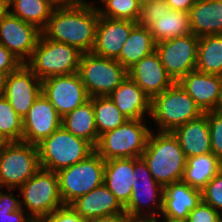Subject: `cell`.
Returning a JSON list of instances; mask_svg holds the SVG:
<instances>
[{
    "instance_id": "obj_12",
    "label": "cell",
    "mask_w": 222,
    "mask_h": 222,
    "mask_svg": "<svg viewBox=\"0 0 222 222\" xmlns=\"http://www.w3.org/2000/svg\"><path fill=\"white\" fill-rule=\"evenodd\" d=\"M163 193L164 187L154 180L145 161L142 158H134L132 194L124 206L129 218L144 215L160 216Z\"/></svg>"
},
{
    "instance_id": "obj_49",
    "label": "cell",
    "mask_w": 222,
    "mask_h": 222,
    "mask_svg": "<svg viewBox=\"0 0 222 222\" xmlns=\"http://www.w3.org/2000/svg\"><path fill=\"white\" fill-rule=\"evenodd\" d=\"M9 141L5 138V136L0 132V149L6 146Z\"/></svg>"
},
{
    "instance_id": "obj_14",
    "label": "cell",
    "mask_w": 222,
    "mask_h": 222,
    "mask_svg": "<svg viewBox=\"0 0 222 222\" xmlns=\"http://www.w3.org/2000/svg\"><path fill=\"white\" fill-rule=\"evenodd\" d=\"M42 93L55 107L61 118L90 98L78 72L44 79Z\"/></svg>"
},
{
    "instance_id": "obj_6",
    "label": "cell",
    "mask_w": 222,
    "mask_h": 222,
    "mask_svg": "<svg viewBox=\"0 0 222 222\" xmlns=\"http://www.w3.org/2000/svg\"><path fill=\"white\" fill-rule=\"evenodd\" d=\"M144 119L127 120L123 125L101 136L95 152L105 161L120 158H141L150 133Z\"/></svg>"
},
{
    "instance_id": "obj_19",
    "label": "cell",
    "mask_w": 222,
    "mask_h": 222,
    "mask_svg": "<svg viewBox=\"0 0 222 222\" xmlns=\"http://www.w3.org/2000/svg\"><path fill=\"white\" fill-rule=\"evenodd\" d=\"M128 76L152 99L175 81L165 70L156 51L143 57L128 70Z\"/></svg>"
},
{
    "instance_id": "obj_18",
    "label": "cell",
    "mask_w": 222,
    "mask_h": 222,
    "mask_svg": "<svg viewBox=\"0 0 222 222\" xmlns=\"http://www.w3.org/2000/svg\"><path fill=\"white\" fill-rule=\"evenodd\" d=\"M137 25L131 20L110 19L99 16L92 53L117 59L131 30Z\"/></svg>"
},
{
    "instance_id": "obj_7",
    "label": "cell",
    "mask_w": 222,
    "mask_h": 222,
    "mask_svg": "<svg viewBox=\"0 0 222 222\" xmlns=\"http://www.w3.org/2000/svg\"><path fill=\"white\" fill-rule=\"evenodd\" d=\"M21 194V208L35 221L48 217L56 209L64 206L56 172L40 170L18 189Z\"/></svg>"
},
{
    "instance_id": "obj_3",
    "label": "cell",
    "mask_w": 222,
    "mask_h": 222,
    "mask_svg": "<svg viewBox=\"0 0 222 222\" xmlns=\"http://www.w3.org/2000/svg\"><path fill=\"white\" fill-rule=\"evenodd\" d=\"M83 55L78 48L46 38L42 33L25 65L41 80L78 72Z\"/></svg>"
},
{
    "instance_id": "obj_31",
    "label": "cell",
    "mask_w": 222,
    "mask_h": 222,
    "mask_svg": "<svg viewBox=\"0 0 222 222\" xmlns=\"http://www.w3.org/2000/svg\"><path fill=\"white\" fill-rule=\"evenodd\" d=\"M196 70L222 76V34L199 37Z\"/></svg>"
},
{
    "instance_id": "obj_37",
    "label": "cell",
    "mask_w": 222,
    "mask_h": 222,
    "mask_svg": "<svg viewBox=\"0 0 222 222\" xmlns=\"http://www.w3.org/2000/svg\"><path fill=\"white\" fill-rule=\"evenodd\" d=\"M187 221L221 222L222 215L218 211H216L212 206L201 200L197 207L194 210L190 211Z\"/></svg>"
},
{
    "instance_id": "obj_26",
    "label": "cell",
    "mask_w": 222,
    "mask_h": 222,
    "mask_svg": "<svg viewBox=\"0 0 222 222\" xmlns=\"http://www.w3.org/2000/svg\"><path fill=\"white\" fill-rule=\"evenodd\" d=\"M189 17L192 34L198 37L222 34V0H196Z\"/></svg>"
},
{
    "instance_id": "obj_1",
    "label": "cell",
    "mask_w": 222,
    "mask_h": 222,
    "mask_svg": "<svg viewBox=\"0 0 222 222\" xmlns=\"http://www.w3.org/2000/svg\"><path fill=\"white\" fill-rule=\"evenodd\" d=\"M93 3L54 8L42 34L52 41L76 47L83 53L91 52L99 20L97 6Z\"/></svg>"
},
{
    "instance_id": "obj_16",
    "label": "cell",
    "mask_w": 222,
    "mask_h": 222,
    "mask_svg": "<svg viewBox=\"0 0 222 222\" xmlns=\"http://www.w3.org/2000/svg\"><path fill=\"white\" fill-rule=\"evenodd\" d=\"M42 93V81L25 65L7 76L4 97L23 119Z\"/></svg>"
},
{
    "instance_id": "obj_11",
    "label": "cell",
    "mask_w": 222,
    "mask_h": 222,
    "mask_svg": "<svg viewBox=\"0 0 222 222\" xmlns=\"http://www.w3.org/2000/svg\"><path fill=\"white\" fill-rule=\"evenodd\" d=\"M136 23L147 27L156 43L191 33L189 13L172 10L165 0L142 5Z\"/></svg>"
},
{
    "instance_id": "obj_15",
    "label": "cell",
    "mask_w": 222,
    "mask_h": 222,
    "mask_svg": "<svg viewBox=\"0 0 222 222\" xmlns=\"http://www.w3.org/2000/svg\"><path fill=\"white\" fill-rule=\"evenodd\" d=\"M41 33L35 25L13 16L8 11L0 13V44L23 64L30 59Z\"/></svg>"
},
{
    "instance_id": "obj_13",
    "label": "cell",
    "mask_w": 222,
    "mask_h": 222,
    "mask_svg": "<svg viewBox=\"0 0 222 222\" xmlns=\"http://www.w3.org/2000/svg\"><path fill=\"white\" fill-rule=\"evenodd\" d=\"M199 37L189 33L156 43V52L165 70L175 82L196 70Z\"/></svg>"
},
{
    "instance_id": "obj_28",
    "label": "cell",
    "mask_w": 222,
    "mask_h": 222,
    "mask_svg": "<svg viewBox=\"0 0 222 222\" xmlns=\"http://www.w3.org/2000/svg\"><path fill=\"white\" fill-rule=\"evenodd\" d=\"M222 169V161L212 152L187 158L182 181L192 188L202 190Z\"/></svg>"
},
{
    "instance_id": "obj_5",
    "label": "cell",
    "mask_w": 222,
    "mask_h": 222,
    "mask_svg": "<svg viewBox=\"0 0 222 222\" xmlns=\"http://www.w3.org/2000/svg\"><path fill=\"white\" fill-rule=\"evenodd\" d=\"M37 146L40 167L56 173L82 161L95 151L90 142L74 136L62 125Z\"/></svg>"
},
{
    "instance_id": "obj_48",
    "label": "cell",
    "mask_w": 222,
    "mask_h": 222,
    "mask_svg": "<svg viewBox=\"0 0 222 222\" xmlns=\"http://www.w3.org/2000/svg\"><path fill=\"white\" fill-rule=\"evenodd\" d=\"M160 215L163 217V218H161L162 222H188L187 220L173 219V218L164 216L162 214H160Z\"/></svg>"
},
{
    "instance_id": "obj_44",
    "label": "cell",
    "mask_w": 222,
    "mask_h": 222,
    "mask_svg": "<svg viewBox=\"0 0 222 222\" xmlns=\"http://www.w3.org/2000/svg\"><path fill=\"white\" fill-rule=\"evenodd\" d=\"M52 5L57 7H77L84 4H88L89 2L86 0H50Z\"/></svg>"
},
{
    "instance_id": "obj_40",
    "label": "cell",
    "mask_w": 222,
    "mask_h": 222,
    "mask_svg": "<svg viewBox=\"0 0 222 222\" xmlns=\"http://www.w3.org/2000/svg\"><path fill=\"white\" fill-rule=\"evenodd\" d=\"M22 64L16 56L0 44V72L9 74L17 70Z\"/></svg>"
},
{
    "instance_id": "obj_42",
    "label": "cell",
    "mask_w": 222,
    "mask_h": 222,
    "mask_svg": "<svg viewBox=\"0 0 222 222\" xmlns=\"http://www.w3.org/2000/svg\"><path fill=\"white\" fill-rule=\"evenodd\" d=\"M129 216L126 212L120 214H114L109 216H103L98 218L86 219L85 222H129Z\"/></svg>"
},
{
    "instance_id": "obj_36",
    "label": "cell",
    "mask_w": 222,
    "mask_h": 222,
    "mask_svg": "<svg viewBox=\"0 0 222 222\" xmlns=\"http://www.w3.org/2000/svg\"><path fill=\"white\" fill-rule=\"evenodd\" d=\"M205 114L209 122L211 151L222 161V112L213 110Z\"/></svg>"
},
{
    "instance_id": "obj_33",
    "label": "cell",
    "mask_w": 222,
    "mask_h": 222,
    "mask_svg": "<svg viewBox=\"0 0 222 222\" xmlns=\"http://www.w3.org/2000/svg\"><path fill=\"white\" fill-rule=\"evenodd\" d=\"M103 7H97L99 16L110 19L131 20L137 22L140 5L136 0H100Z\"/></svg>"
},
{
    "instance_id": "obj_23",
    "label": "cell",
    "mask_w": 222,
    "mask_h": 222,
    "mask_svg": "<svg viewBox=\"0 0 222 222\" xmlns=\"http://www.w3.org/2000/svg\"><path fill=\"white\" fill-rule=\"evenodd\" d=\"M201 191L185 182L177 181L164 186L161 214L173 219L187 220L190 211L201 202Z\"/></svg>"
},
{
    "instance_id": "obj_45",
    "label": "cell",
    "mask_w": 222,
    "mask_h": 222,
    "mask_svg": "<svg viewBox=\"0 0 222 222\" xmlns=\"http://www.w3.org/2000/svg\"><path fill=\"white\" fill-rule=\"evenodd\" d=\"M129 222H162V220H159L157 215H144L132 217L129 219Z\"/></svg>"
},
{
    "instance_id": "obj_20",
    "label": "cell",
    "mask_w": 222,
    "mask_h": 222,
    "mask_svg": "<svg viewBox=\"0 0 222 222\" xmlns=\"http://www.w3.org/2000/svg\"><path fill=\"white\" fill-rule=\"evenodd\" d=\"M178 83L203 113L217 110L222 76L193 70L182 77Z\"/></svg>"
},
{
    "instance_id": "obj_39",
    "label": "cell",
    "mask_w": 222,
    "mask_h": 222,
    "mask_svg": "<svg viewBox=\"0 0 222 222\" xmlns=\"http://www.w3.org/2000/svg\"><path fill=\"white\" fill-rule=\"evenodd\" d=\"M13 189H7V194L0 188V217L9 216L11 212L21 209L20 198L15 197Z\"/></svg>"
},
{
    "instance_id": "obj_43",
    "label": "cell",
    "mask_w": 222,
    "mask_h": 222,
    "mask_svg": "<svg viewBox=\"0 0 222 222\" xmlns=\"http://www.w3.org/2000/svg\"><path fill=\"white\" fill-rule=\"evenodd\" d=\"M172 10L185 11L189 13L196 0H165Z\"/></svg>"
},
{
    "instance_id": "obj_24",
    "label": "cell",
    "mask_w": 222,
    "mask_h": 222,
    "mask_svg": "<svg viewBox=\"0 0 222 222\" xmlns=\"http://www.w3.org/2000/svg\"><path fill=\"white\" fill-rule=\"evenodd\" d=\"M172 133L186 158L212 152L209 122L205 113L176 128Z\"/></svg>"
},
{
    "instance_id": "obj_2",
    "label": "cell",
    "mask_w": 222,
    "mask_h": 222,
    "mask_svg": "<svg viewBox=\"0 0 222 222\" xmlns=\"http://www.w3.org/2000/svg\"><path fill=\"white\" fill-rule=\"evenodd\" d=\"M148 138L141 158L154 180L163 187L181 181L187 158L172 132H154Z\"/></svg>"
},
{
    "instance_id": "obj_17",
    "label": "cell",
    "mask_w": 222,
    "mask_h": 222,
    "mask_svg": "<svg viewBox=\"0 0 222 222\" xmlns=\"http://www.w3.org/2000/svg\"><path fill=\"white\" fill-rule=\"evenodd\" d=\"M61 119L55 107L41 93L22 119V141L38 145L61 126Z\"/></svg>"
},
{
    "instance_id": "obj_8",
    "label": "cell",
    "mask_w": 222,
    "mask_h": 222,
    "mask_svg": "<svg viewBox=\"0 0 222 222\" xmlns=\"http://www.w3.org/2000/svg\"><path fill=\"white\" fill-rule=\"evenodd\" d=\"M40 168L37 145L9 142L0 149V188L18 189Z\"/></svg>"
},
{
    "instance_id": "obj_22",
    "label": "cell",
    "mask_w": 222,
    "mask_h": 222,
    "mask_svg": "<svg viewBox=\"0 0 222 222\" xmlns=\"http://www.w3.org/2000/svg\"><path fill=\"white\" fill-rule=\"evenodd\" d=\"M120 112L128 119H146L151 113V98L129 77L109 95Z\"/></svg>"
},
{
    "instance_id": "obj_47",
    "label": "cell",
    "mask_w": 222,
    "mask_h": 222,
    "mask_svg": "<svg viewBox=\"0 0 222 222\" xmlns=\"http://www.w3.org/2000/svg\"><path fill=\"white\" fill-rule=\"evenodd\" d=\"M9 7V0H0V13L7 12Z\"/></svg>"
},
{
    "instance_id": "obj_30",
    "label": "cell",
    "mask_w": 222,
    "mask_h": 222,
    "mask_svg": "<svg viewBox=\"0 0 222 222\" xmlns=\"http://www.w3.org/2000/svg\"><path fill=\"white\" fill-rule=\"evenodd\" d=\"M54 8L50 0H9L8 12L42 31Z\"/></svg>"
},
{
    "instance_id": "obj_29",
    "label": "cell",
    "mask_w": 222,
    "mask_h": 222,
    "mask_svg": "<svg viewBox=\"0 0 222 222\" xmlns=\"http://www.w3.org/2000/svg\"><path fill=\"white\" fill-rule=\"evenodd\" d=\"M61 125L74 136L96 146L99 136L95 124L93 102L90 99L62 117Z\"/></svg>"
},
{
    "instance_id": "obj_25",
    "label": "cell",
    "mask_w": 222,
    "mask_h": 222,
    "mask_svg": "<svg viewBox=\"0 0 222 222\" xmlns=\"http://www.w3.org/2000/svg\"><path fill=\"white\" fill-rule=\"evenodd\" d=\"M134 158L110 159L105 161V186L125 206L131 197L133 187Z\"/></svg>"
},
{
    "instance_id": "obj_10",
    "label": "cell",
    "mask_w": 222,
    "mask_h": 222,
    "mask_svg": "<svg viewBox=\"0 0 222 222\" xmlns=\"http://www.w3.org/2000/svg\"><path fill=\"white\" fill-rule=\"evenodd\" d=\"M105 160L95 151L82 161L57 172L64 205L103 184Z\"/></svg>"
},
{
    "instance_id": "obj_38",
    "label": "cell",
    "mask_w": 222,
    "mask_h": 222,
    "mask_svg": "<svg viewBox=\"0 0 222 222\" xmlns=\"http://www.w3.org/2000/svg\"><path fill=\"white\" fill-rule=\"evenodd\" d=\"M40 222H85V219L69 205H64Z\"/></svg>"
},
{
    "instance_id": "obj_4",
    "label": "cell",
    "mask_w": 222,
    "mask_h": 222,
    "mask_svg": "<svg viewBox=\"0 0 222 222\" xmlns=\"http://www.w3.org/2000/svg\"><path fill=\"white\" fill-rule=\"evenodd\" d=\"M202 114L204 113L178 82L151 99L150 118L157 124L158 132H173Z\"/></svg>"
},
{
    "instance_id": "obj_46",
    "label": "cell",
    "mask_w": 222,
    "mask_h": 222,
    "mask_svg": "<svg viewBox=\"0 0 222 222\" xmlns=\"http://www.w3.org/2000/svg\"><path fill=\"white\" fill-rule=\"evenodd\" d=\"M7 73L0 72V96L4 95L5 87H6V81H7Z\"/></svg>"
},
{
    "instance_id": "obj_9",
    "label": "cell",
    "mask_w": 222,
    "mask_h": 222,
    "mask_svg": "<svg viewBox=\"0 0 222 222\" xmlns=\"http://www.w3.org/2000/svg\"><path fill=\"white\" fill-rule=\"evenodd\" d=\"M90 98L109 96L128 76V71L116 60L92 52L83 53L78 69Z\"/></svg>"
},
{
    "instance_id": "obj_32",
    "label": "cell",
    "mask_w": 222,
    "mask_h": 222,
    "mask_svg": "<svg viewBox=\"0 0 222 222\" xmlns=\"http://www.w3.org/2000/svg\"><path fill=\"white\" fill-rule=\"evenodd\" d=\"M89 99L93 102L98 136L114 130L128 120L109 96H97Z\"/></svg>"
},
{
    "instance_id": "obj_50",
    "label": "cell",
    "mask_w": 222,
    "mask_h": 222,
    "mask_svg": "<svg viewBox=\"0 0 222 222\" xmlns=\"http://www.w3.org/2000/svg\"><path fill=\"white\" fill-rule=\"evenodd\" d=\"M217 110L222 112V83H221V88H220Z\"/></svg>"
},
{
    "instance_id": "obj_41",
    "label": "cell",
    "mask_w": 222,
    "mask_h": 222,
    "mask_svg": "<svg viewBox=\"0 0 222 222\" xmlns=\"http://www.w3.org/2000/svg\"><path fill=\"white\" fill-rule=\"evenodd\" d=\"M26 214V215H25ZM0 222H35L22 208L11 212L9 216L0 217Z\"/></svg>"
},
{
    "instance_id": "obj_27",
    "label": "cell",
    "mask_w": 222,
    "mask_h": 222,
    "mask_svg": "<svg viewBox=\"0 0 222 222\" xmlns=\"http://www.w3.org/2000/svg\"><path fill=\"white\" fill-rule=\"evenodd\" d=\"M156 50V42L147 27L136 25L116 59L127 71L143 57Z\"/></svg>"
},
{
    "instance_id": "obj_21",
    "label": "cell",
    "mask_w": 222,
    "mask_h": 222,
    "mask_svg": "<svg viewBox=\"0 0 222 222\" xmlns=\"http://www.w3.org/2000/svg\"><path fill=\"white\" fill-rule=\"evenodd\" d=\"M69 206L85 220L125 212L124 206L104 183L77 198Z\"/></svg>"
},
{
    "instance_id": "obj_35",
    "label": "cell",
    "mask_w": 222,
    "mask_h": 222,
    "mask_svg": "<svg viewBox=\"0 0 222 222\" xmlns=\"http://www.w3.org/2000/svg\"><path fill=\"white\" fill-rule=\"evenodd\" d=\"M201 197L222 215V169L201 190Z\"/></svg>"
},
{
    "instance_id": "obj_34",
    "label": "cell",
    "mask_w": 222,
    "mask_h": 222,
    "mask_svg": "<svg viewBox=\"0 0 222 222\" xmlns=\"http://www.w3.org/2000/svg\"><path fill=\"white\" fill-rule=\"evenodd\" d=\"M0 132L9 142L22 141V118L4 96H0Z\"/></svg>"
},
{
    "instance_id": "obj_51",
    "label": "cell",
    "mask_w": 222,
    "mask_h": 222,
    "mask_svg": "<svg viewBox=\"0 0 222 222\" xmlns=\"http://www.w3.org/2000/svg\"><path fill=\"white\" fill-rule=\"evenodd\" d=\"M137 1V3L140 5V7L142 6V5H145V4H147V3H151V2H153L154 0H136Z\"/></svg>"
}]
</instances>
